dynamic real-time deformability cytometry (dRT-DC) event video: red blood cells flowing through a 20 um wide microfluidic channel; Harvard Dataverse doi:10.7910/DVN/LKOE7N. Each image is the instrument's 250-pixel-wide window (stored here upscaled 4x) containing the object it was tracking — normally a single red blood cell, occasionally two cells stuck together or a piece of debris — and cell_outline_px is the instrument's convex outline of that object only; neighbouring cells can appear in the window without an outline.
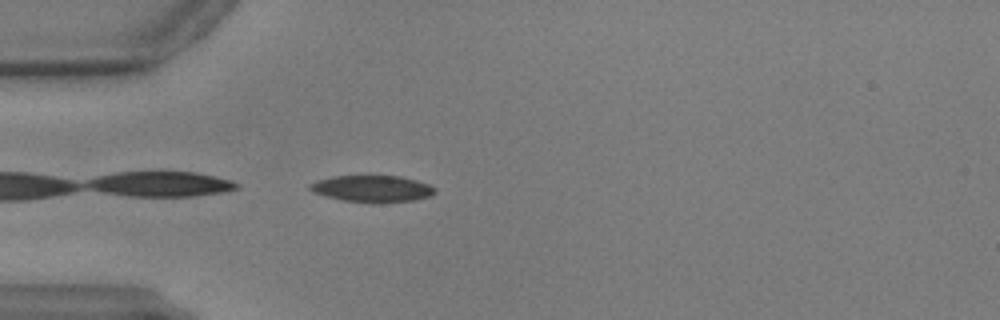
{"species": "common noctule bat (a hibernating species)", "species_latin": "Nyctalus noctula", "temperature_condition": "warm", "stored_images_in_passage": 45, "camera_frame_rate_fps": 3000, "um_per_image_px": 0.085, "animal": {"sex": "male", "body_mass_g": 17.9, "forearm_length_mm": 54.2}, "frame": {"image": 1, "passage_image": 2, "time_ms": 0.333, "image_size_px": [1000, 320], "cell_outline_px": [[436, 192], [428, 196], [412, 200], [372, 204], [344, 200], [324, 196], [312, 192], [308, 188], [308, 184], [316, 180], [332, 176], [368, 172], [400, 176], [416, 180], [428, 184], [436, 188]], "centroid_in_image_um": [31.57, 15.99], "position_along_channel_um": 53.4, "area_um2": 20.58}}
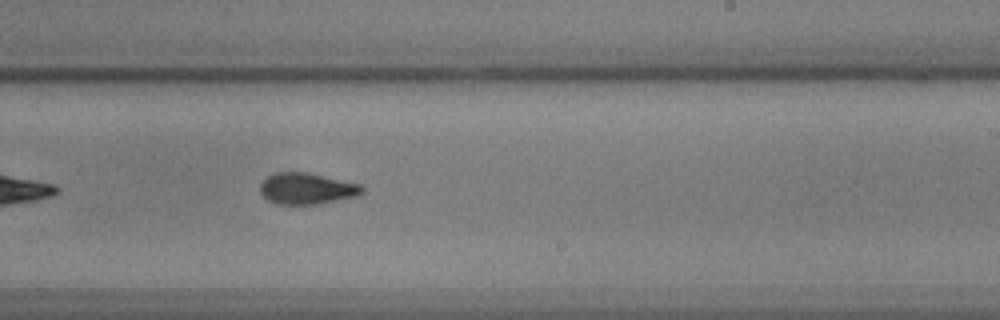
{"frame": {"image": 2, "passage_image": 21, "time_ms": 6.667, "image_size_px": [1000, 320], "cell_outline_px": [[364, 192], [356, 196], [320, 204], [276, 204], [268, 200], [260, 192], [260, 184], [268, 176], [276, 172], [308, 172], [360, 184], [364, 188]], "centroid_in_image_um": [26.08, 16.03], "position_along_channel_um": 262.9, "area_um2": 18.61}}
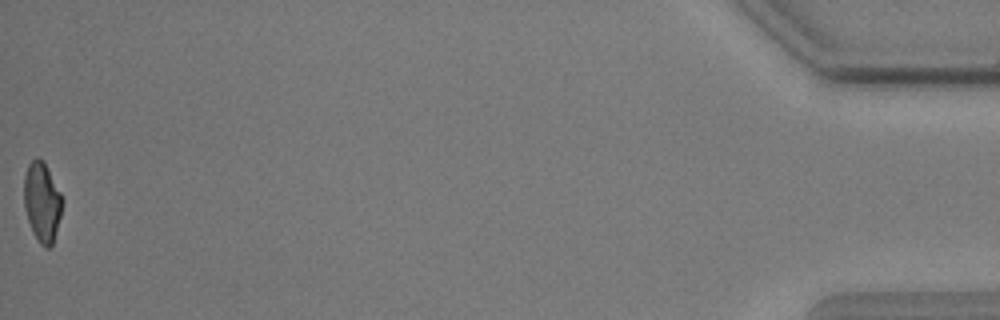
{"frame": {"image": 3, "passage_image": 44, "time_ms": 14.333, "image_size_px": [1000, 320], "cell_outline_px": [[60, 216], [52, 244], [48, 248], [44, 248], [40, 244], [32, 232], [24, 208], [24, 176], [28, 164], [36, 156], [40, 156], [44, 160], [60, 192]], "centroid_in_image_um": [3.53, 17.13], "position_along_channel_um": 431.7, "area_um2": 17.57}}